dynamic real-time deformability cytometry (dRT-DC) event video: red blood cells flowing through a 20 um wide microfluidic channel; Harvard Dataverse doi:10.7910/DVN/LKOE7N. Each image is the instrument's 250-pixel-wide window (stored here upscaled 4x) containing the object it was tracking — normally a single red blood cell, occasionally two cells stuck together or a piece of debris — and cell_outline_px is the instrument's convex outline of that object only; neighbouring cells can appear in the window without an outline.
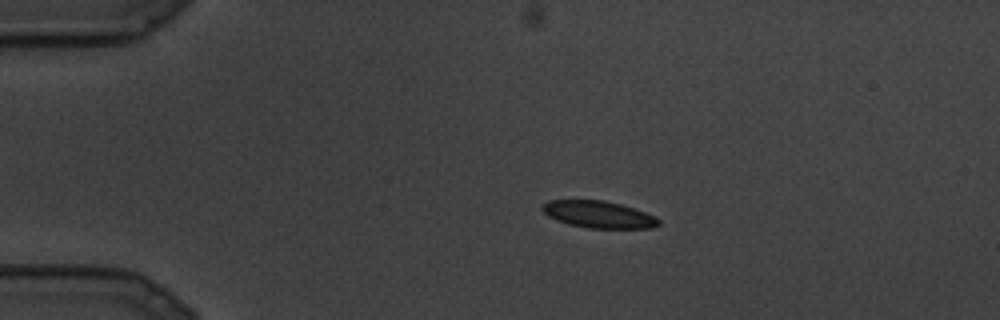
{"species": "common noctule bat (a hibernating species)", "species_latin": "Nyctalus noctula", "temperature_condition": "cold", "stored_images_in_passage": 21, "camera_frame_rate_fps": 3000, "um_per_image_px": 0.085, "animal": {"sex": "male", "body_mass_g": 19.5, "forearm_length_mm": 54.6}, "frame": {"image": 1, "passage_image": 6, "time_ms": 1.667, "image_size_px": [1000, 320], "cell_outline_px": [[660, 224], [652, 228], [588, 228], [568, 224], [556, 220], [548, 216], [540, 208], [540, 204], [548, 200], [604, 200], [620, 204], [644, 212], [660, 220]], "centroid_in_image_um": [50.81, 18.22], "position_along_channel_um": 34.2, "area_um2": 18.26}}
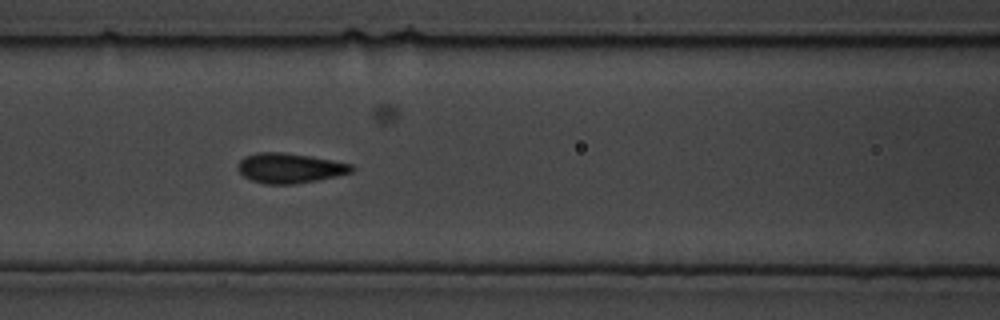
{"frame": {"image": 2, "passage_image": 12, "time_ms": 3.667, "image_size_px": [1000, 320], "cell_outline_px": [[352, 172], [336, 176], [316, 180], [292, 184], [268, 184], [252, 180], [244, 176], [236, 168], [236, 164], [244, 156], [260, 152], [284, 152], [332, 160], [352, 164]], "centroid_in_image_um": [24.58, 14.28], "position_along_channel_um": 142.0, "area_um2": 19.65}}
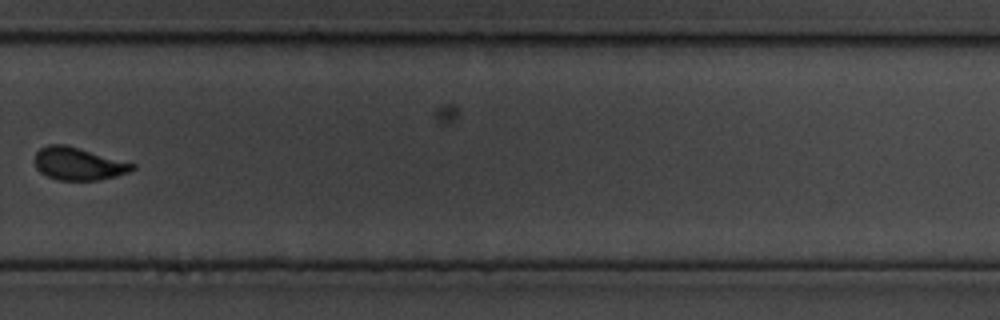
{"frame": {"image": 3, "passage_image": 19, "time_ms": 6.0, "image_size_px": [1000, 320], "cell_outline_px": [[136, 168], [128, 172], [116, 176], [96, 180], [60, 180], [48, 176], [40, 172], [36, 168], [36, 152], [40, 148], [48, 144], [68, 144], [136, 164]], "centroid_in_image_um": [6.68, 13.9], "position_along_channel_um": 323.1, "area_um2": 18.61}}